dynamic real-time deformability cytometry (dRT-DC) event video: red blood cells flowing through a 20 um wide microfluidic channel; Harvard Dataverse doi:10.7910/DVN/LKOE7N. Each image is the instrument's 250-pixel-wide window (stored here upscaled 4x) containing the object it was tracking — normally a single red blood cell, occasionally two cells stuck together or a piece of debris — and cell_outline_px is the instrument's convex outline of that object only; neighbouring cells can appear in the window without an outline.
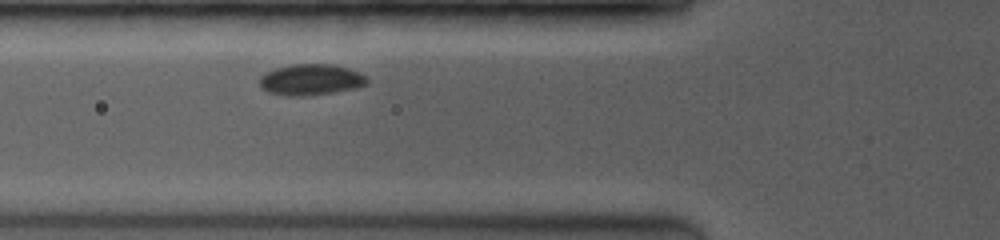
{"species": "common noctule bat (a hibernating species)", "species_latin": "Nyctalus noctula", "temperature_condition": "room temperature", "stored_images_in_passage": 5, "camera_frame_rate_fps": 3500, "um_per_image_px": 0.085, "animal": {"sex": "female", "body_mass_g": 19.0, "forearm_length_mm": 53.3}, "frame": {"image": 1, "passage_image": 5, "time_ms": 1.714, "image_size_px": [1000, 240], "cell_outline_px": [[368, 84], [352, 88], [332, 92], [304, 96], [288, 96], [268, 92], [260, 88], [260, 76], [264, 72], [276, 68], [292, 64], [332, 64], [348, 68], [360, 72], [368, 80]], "centroid_in_image_um": [26.38, 6.76], "position_along_channel_um": 99.4, "area_um2": 19.42}}